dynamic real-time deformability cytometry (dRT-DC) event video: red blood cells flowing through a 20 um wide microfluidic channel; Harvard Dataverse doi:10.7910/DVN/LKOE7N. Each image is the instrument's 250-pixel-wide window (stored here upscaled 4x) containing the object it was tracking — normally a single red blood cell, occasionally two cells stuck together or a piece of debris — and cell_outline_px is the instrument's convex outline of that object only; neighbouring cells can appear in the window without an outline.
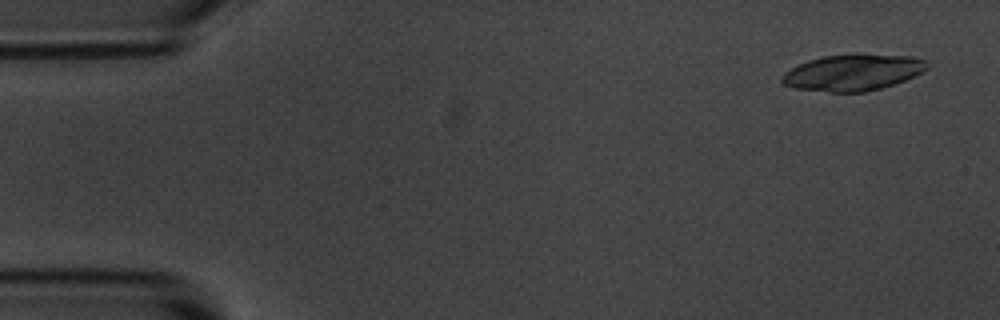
{"species": "common noctule bat (a hibernating species)", "species_latin": "Nyctalus noctula", "temperature_condition": "room temperature", "stored_images_in_passage": 3, "camera_frame_rate_fps": 3000, "um_per_image_px": 0.085, "animal": {"sex": "male", "body_mass_g": 20.1, "forearm_length_mm": 53.5}, "frame": {"image": 1, "passage_image": 1, "time_ms": 0.0, "image_size_px": [1000, 320], "cell_outline_px": [[932, 64], [928, 68], [904, 80], [880, 88], [864, 92], [828, 92], [796, 88], [784, 84], [780, 80], [780, 76], [784, 72], [808, 60], [820, 56], [860, 52], [912, 56], [928, 60]], "centroid_in_image_um": [72.52, 6.12], "position_along_channel_um": 12.5, "area_um2": 31.27}}